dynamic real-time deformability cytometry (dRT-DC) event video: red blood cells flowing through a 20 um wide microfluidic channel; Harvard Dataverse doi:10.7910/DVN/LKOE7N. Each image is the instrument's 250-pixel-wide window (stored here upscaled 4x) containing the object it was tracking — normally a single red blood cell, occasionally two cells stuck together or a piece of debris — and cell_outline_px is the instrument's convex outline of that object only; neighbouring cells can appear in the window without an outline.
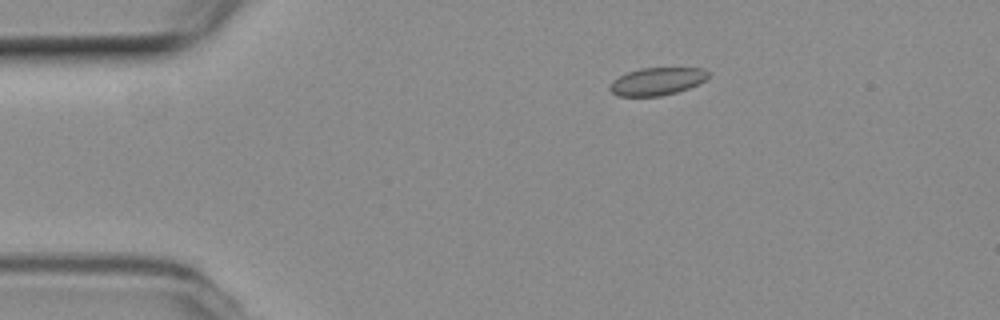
{"species": "common noctule bat (a hibernating species)", "species_latin": "Nyctalus noctula", "temperature_condition": "room temperature", "stored_images_in_passage": 6, "camera_frame_rate_fps": 3000, "um_per_image_px": 0.085, "animal": {"sex": "female", "body_mass_g": 19.3, "forearm_length_mm": 54.1}, "frame": {"image": 1, "passage_image": 1, "time_ms": 0.0, "image_size_px": [1000, 320], "cell_outline_px": [[708, 76], [704, 80], [688, 88], [676, 92], [660, 96], [620, 96], [612, 92], [608, 88], [612, 80], [628, 72], [640, 68], [704, 68], [708, 72]], "centroid_in_image_um": [55.82, 6.91], "position_along_channel_um": 29.2, "area_um2": 15.66}}
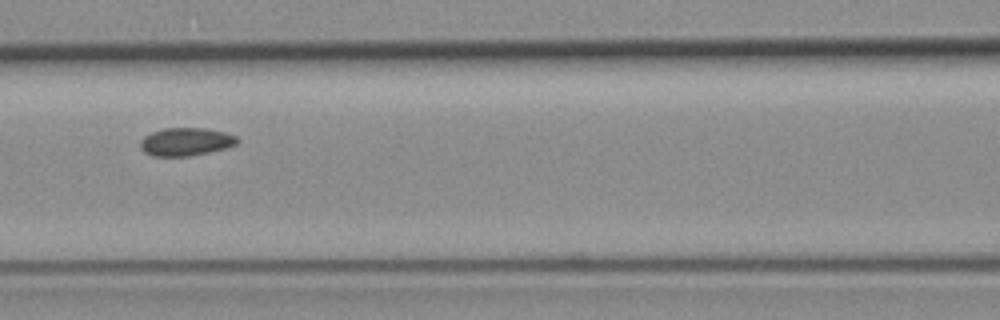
{"frame": {"image": 2, "passage_image": 5, "time_ms": 1.333, "image_size_px": [1000, 320], "cell_outline_px": [[240, 140], [236, 144], [224, 148], [192, 156], [152, 156], [144, 152], [140, 148], [140, 140], [144, 136], [152, 132], [164, 128], [204, 128], [224, 132], [236, 136]], "centroid_in_image_um": [15.77, 12.05], "position_along_channel_um": 150.8, "area_um2": 15.84}}
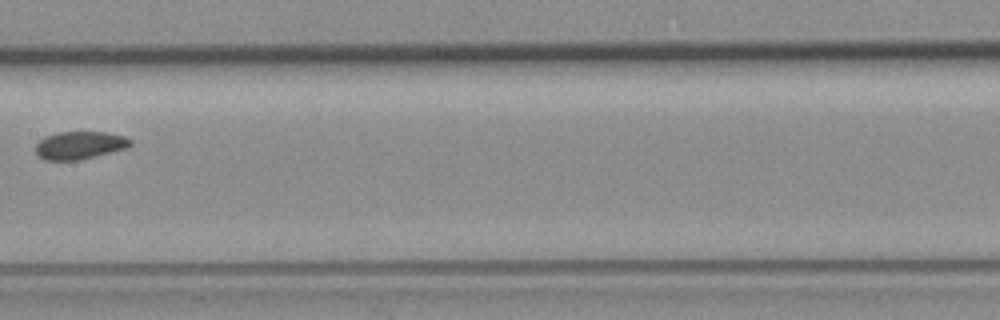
{"frame": {"image": 3, "passage_image": 6, "time_ms": 1.667, "image_size_px": [1000, 320], "cell_outline_px": [[132, 144], [128, 148], [80, 160], [44, 160], [36, 156], [36, 144], [44, 136], [60, 132], [108, 132], [124, 136], [132, 140]], "centroid_in_image_um": [6.78, 12.35], "position_along_channel_um": 200.6, "area_um2": 15.55}}